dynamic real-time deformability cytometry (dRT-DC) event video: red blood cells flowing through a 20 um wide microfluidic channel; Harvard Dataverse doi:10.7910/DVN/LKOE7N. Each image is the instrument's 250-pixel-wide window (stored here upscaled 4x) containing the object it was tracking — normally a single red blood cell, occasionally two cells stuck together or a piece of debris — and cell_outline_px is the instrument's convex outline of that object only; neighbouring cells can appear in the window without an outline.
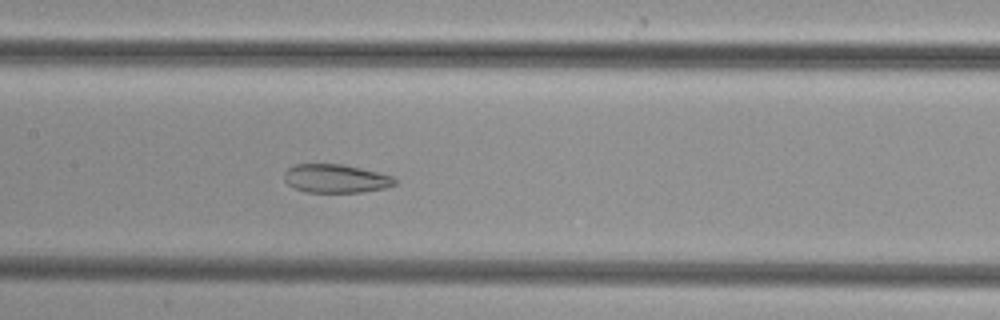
{"species": "common noctule bat (a hibernating species)", "species_latin": "Nyctalus noctula", "temperature_condition": "cold", "stored_images_in_passage": 40, "camera_frame_rate_fps": 3000, "um_per_image_px": 0.085, "animal": {"sex": "female", "body_mass_g": 29.2, "forearm_length_mm": 56.3}, "frame": {"image": 1, "passage_image": 15, "time_ms": 4.667, "image_size_px": [1000, 320], "cell_outline_px": [[400, 180], [396, 184], [388, 188], [360, 192], [304, 192], [288, 184], [284, 180], [284, 172], [292, 164], [344, 164], [392, 176]], "centroid_in_image_um": [28.56, 15.17], "position_along_channel_um": 178.8, "area_um2": 18.55}}
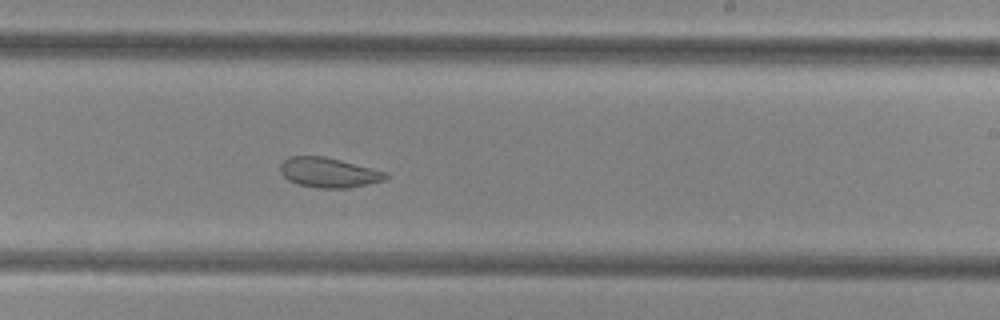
{"frame": {"image": 2, "passage_image": 21, "time_ms": 6.667, "image_size_px": [1000, 320], "cell_outline_px": [[388, 176], [384, 180], [348, 188], [316, 188], [296, 184], [288, 180], [280, 172], [280, 164], [288, 156], [324, 156], [388, 172]], "centroid_in_image_um": [27.91, 14.67], "position_along_channel_um": 261.1, "area_um2": 18.38}}
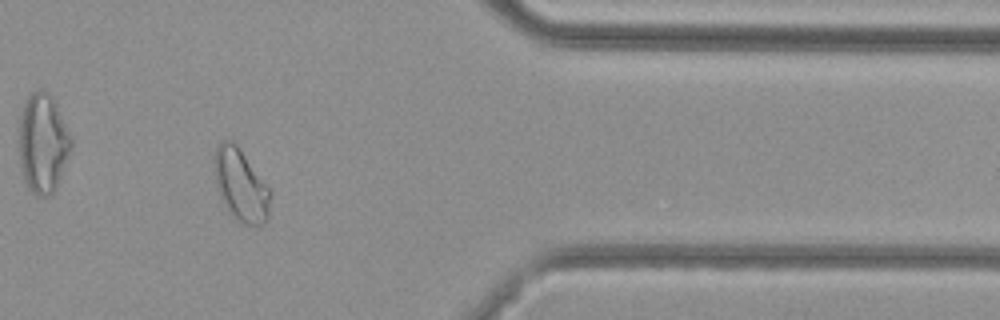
{"frame": {"image": 3, "passage_image": 32, "time_ms": 10.333, "image_size_px": [1000, 320], "cell_outline_px": [[272, 192], [268, 220], [264, 224], [244, 224], [236, 220], [228, 212], [220, 196], [216, 184], [212, 160], [212, 156], [220, 140], [232, 140], [240, 148], [272, 188]], "centroid_in_image_um": [20.48, 15.7], "position_along_channel_um": 390.9, "area_um2": 24.45}}